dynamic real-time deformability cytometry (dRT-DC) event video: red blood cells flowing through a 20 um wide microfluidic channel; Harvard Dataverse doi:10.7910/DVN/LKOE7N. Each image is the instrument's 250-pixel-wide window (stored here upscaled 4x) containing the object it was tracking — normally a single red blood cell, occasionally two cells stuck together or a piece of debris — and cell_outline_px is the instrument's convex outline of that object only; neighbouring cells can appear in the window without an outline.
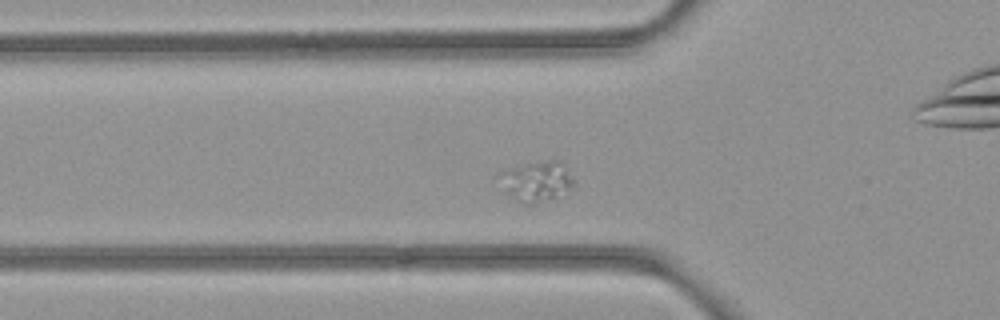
{"species": "common noctule bat (a hibernating species)", "species_latin": "Nyctalus noctula", "temperature_condition": "room temperature", "stored_images_in_passage": 39, "camera_frame_rate_fps": 3000, "um_per_image_px": 0.085, "animal": {"sex": "female", "body_mass_g": 21.9}, "frame": {"image": 1, "passage_image": 9, "time_ms": 2.667, "image_size_px": [1000, 320], "cell_outline_px": [[576, 188], [548, 200], [532, 204], [528, 204], [516, 200], [508, 192], [500, 172], [528, 164], [544, 160], [560, 160], [576, 180]], "centroid_in_image_um": [45.78, 15.41], "position_along_channel_um": 80.0, "area_um2": 16.99}}
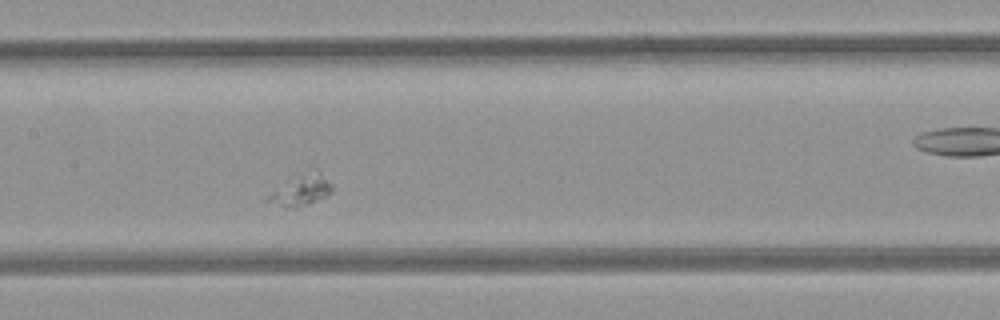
{"frame": {"image": 2, "passage_image": 17, "time_ms": 5.333, "image_size_px": [1000, 320], "cell_outline_px": [[332, 192], [308, 204], [296, 208], [284, 208], [264, 200], [272, 192], [312, 164], [332, 184]], "centroid_in_image_um": [25.62, 16.11], "position_along_channel_um": 181.8, "area_um2": 11.79}}
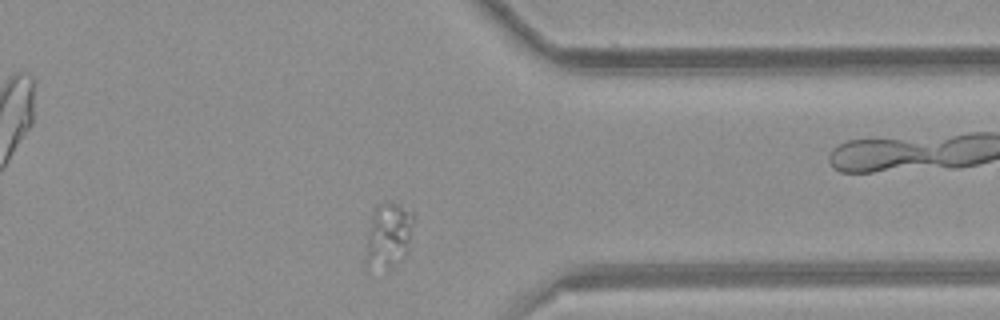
{"frame": {"image": 3, "passage_image": 33, "time_ms": 10.667, "image_size_px": [1000, 320], "cell_outline_px": [[412, 224], [408, 248], [404, 256], [388, 272], [364, 260], [372, 212], [376, 204], [384, 200], [396, 204], [412, 212]], "centroid_in_image_um": [33.0, 19.98], "position_along_channel_um": 378.4, "area_um2": 17.86}}